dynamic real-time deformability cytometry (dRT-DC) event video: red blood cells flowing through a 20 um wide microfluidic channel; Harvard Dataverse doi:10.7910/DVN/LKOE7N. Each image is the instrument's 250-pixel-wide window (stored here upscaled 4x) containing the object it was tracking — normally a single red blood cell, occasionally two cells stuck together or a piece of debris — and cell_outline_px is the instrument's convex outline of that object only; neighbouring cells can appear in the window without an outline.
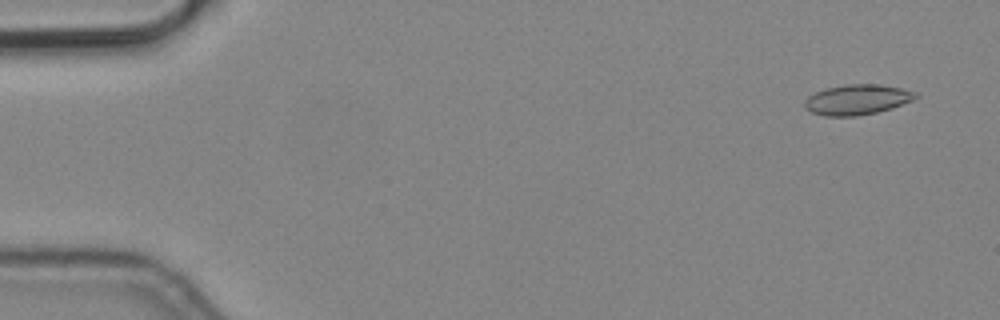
{"species": "common noctule bat (a hibernating species)", "species_latin": "Nyctalus noctula", "temperature_condition": "cold", "stored_images_in_passage": 8, "camera_frame_rate_fps": 3000, "um_per_image_px": 0.085, "animal": {"sex": "male", "body_mass_g": 19.2, "forearm_length_mm": 51.8}, "frame": {"image": 1, "passage_image": 1, "time_ms": 0.0, "image_size_px": [1000, 320], "cell_outline_px": [[920, 96], [912, 100], [892, 108], [876, 112], [856, 116], [824, 116], [812, 112], [804, 108], [804, 100], [808, 96], [824, 88], [848, 84], [880, 84], [900, 88], [916, 92]], "centroid_in_image_um": [72.84, 8.46], "position_along_channel_um": 12.2, "area_um2": 19.59}}
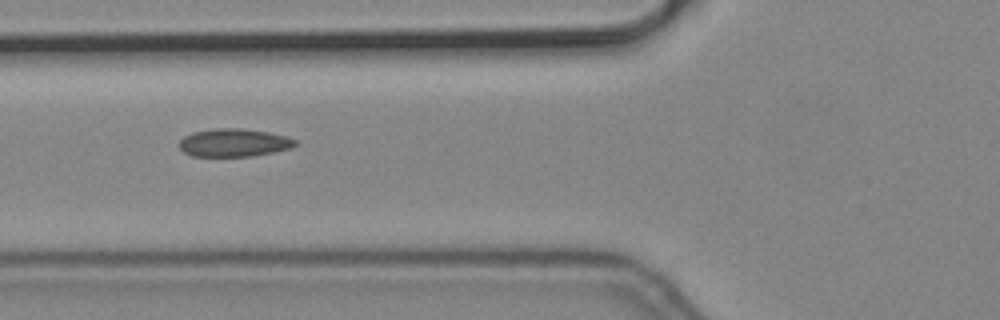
{"frame": {"image": 2, "passage_image": 6, "time_ms": 1.667, "image_size_px": [1000, 320], "cell_outline_px": [[300, 144], [292, 148], [252, 156], [192, 156], [184, 152], [180, 148], [180, 140], [184, 136], [192, 132], [216, 128], [240, 128], [268, 132], [288, 136], [296, 140]], "centroid_in_image_um": [19.92, 12.12], "position_along_channel_um": 105.9, "area_um2": 19.02}}
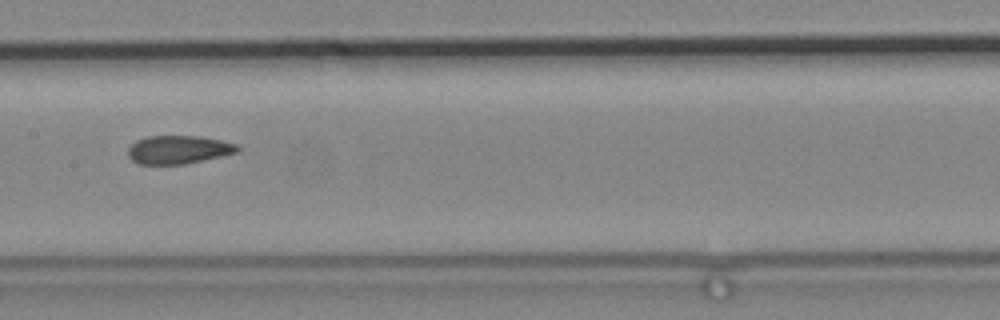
{"frame": {"image": 3, "passage_image": 8, "time_ms": 2.333, "image_size_px": [1000, 320], "cell_outline_px": [[240, 152], [184, 164], [136, 164], [128, 156], [128, 148], [136, 140], [148, 136], [200, 136], [220, 140], [236, 144], [240, 148]], "centroid_in_image_um": [15.16, 12.72], "position_along_channel_um": 192.2, "area_um2": 18.09}}